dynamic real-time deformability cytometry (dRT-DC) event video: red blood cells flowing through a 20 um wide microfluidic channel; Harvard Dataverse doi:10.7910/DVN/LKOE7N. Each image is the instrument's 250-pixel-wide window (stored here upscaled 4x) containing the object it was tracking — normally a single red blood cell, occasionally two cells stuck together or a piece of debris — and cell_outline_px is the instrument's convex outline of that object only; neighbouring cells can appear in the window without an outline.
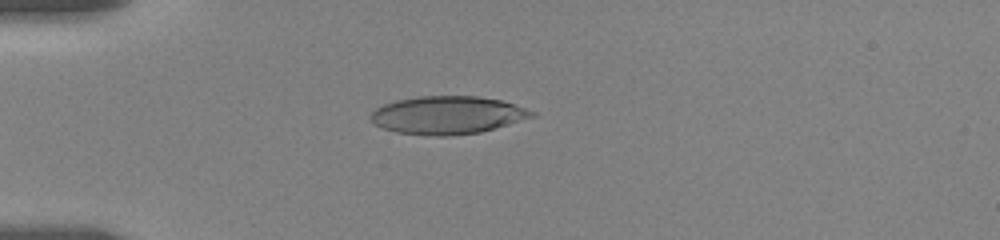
{"species": "human", "species_latin": "Homo sapiens", "temperature_condition": "room temperature", "stored_images_in_passage": 12, "camera_frame_rate_fps": 3000, "um_per_image_px": 0.085, "donor": {"sex": "female"}, "frame": {"image": 1, "passage_image": 7, "time_ms": 5.0, "image_size_px": [1000, 240], "cell_outline_px": [[536, 116], [480, 132], [448, 136], [428, 136], [396, 132], [372, 124], [368, 120], [368, 116], [376, 108], [384, 104], [396, 100], [420, 96], [476, 96], [500, 100], [536, 112]], "centroid_in_image_um": [37.97, 9.79], "position_along_channel_um": 47.0, "area_um2": 35.66}}
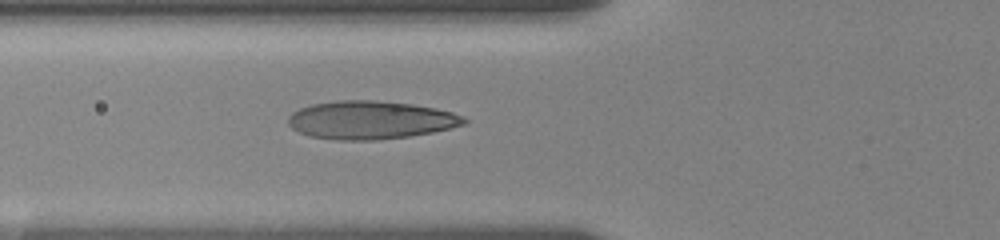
{"frame": {"image": 2, "passage_image": 12, "time_ms": 7.0, "image_size_px": [1000, 240], "cell_outline_px": [[468, 120], [464, 124], [432, 132], [408, 136], [376, 140], [336, 140], [312, 136], [300, 132], [292, 128], [288, 124], [288, 116], [292, 112], [300, 108], [312, 104], [336, 100], [372, 100], [412, 104], [436, 108], [452, 112], [464, 116]], "centroid_in_image_um": [31.48, 10.19], "position_along_channel_um": 94.3, "area_um2": 39.02}}